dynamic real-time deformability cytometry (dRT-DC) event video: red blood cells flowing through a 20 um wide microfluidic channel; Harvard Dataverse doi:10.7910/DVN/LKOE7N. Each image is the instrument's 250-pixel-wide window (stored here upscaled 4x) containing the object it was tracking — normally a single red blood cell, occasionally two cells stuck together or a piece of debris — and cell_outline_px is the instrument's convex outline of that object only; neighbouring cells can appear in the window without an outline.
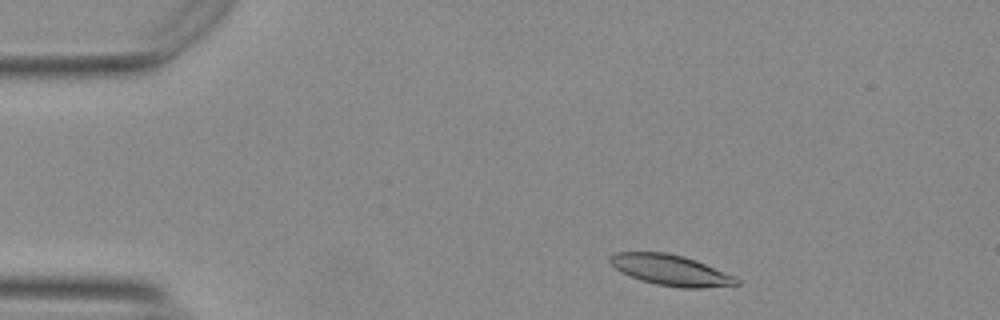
{"species": "Egyptian fruit bat (a non-hibernating species)", "species_latin": "Rousettus aegyptiacus", "temperature_condition": "warm", "stored_images_in_passage": 49, "camera_frame_rate_fps": 3000, "um_per_image_px": 0.085, "animal": {"sex": "female"}, "frame": {"image": 1, "passage_image": 4, "time_ms": 1.0, "image_size_px": [1000, 320], "cell_outline_px": [[740, 284], [704, 288], [680, 288], [656, 284], [640, 280], [620, 272], [608, 260], [608, 256], [616, 252], [668, 252], [684, 256], [696, 260], [736, 276], [740, 280]], "centroid_in_image_um": [57.02, 22.96], "position_along_channel_um": 28.0, "area_um2": 22.89}}
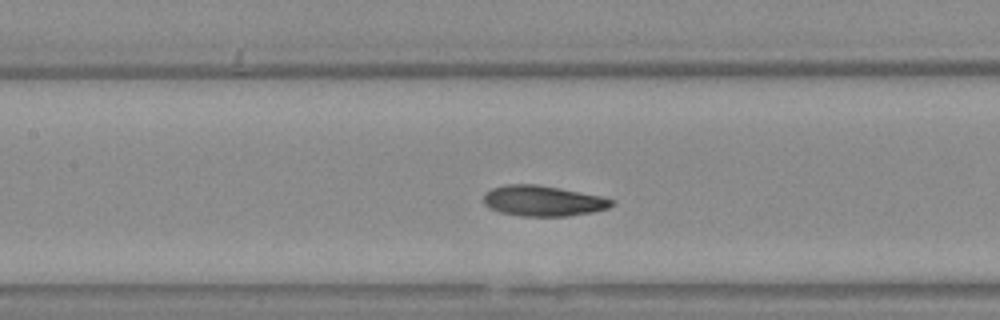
{"frame": {"image": 2, "passage_image": 20, "time_ms": 6.333, "image_size_px": [1000, 320], "cell_outline_px": [[616, 204], [608, 208], [592, 212], [568, 216], [520, 216], [500, 212], [488, 208], [484, 204], [484, 192], [492, 188], [504, 184], [536, 184], [600, 196], [616, 200]], "centroid_in_image_um": [46.14, 17.08], "position_along_channel_um": 161.3, "area_um2": 22.89}}
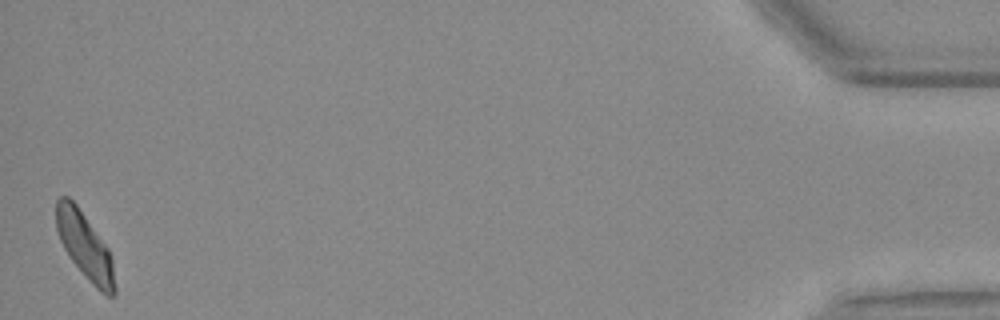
{"frame": {"image": 3, "passage_image": 49, "time_ms": 16.0, "image_size_px": [1000, 320], "cell_outline_px": [[116, 292], [112, 296], [108, 296], [100, 292], [92, 284], [72, 260], [64, 248], [60, 240], [56, 228], [56, 200], [60, 196], [68, 196], [76, 204], [108, 248], [112, 256], [116, 288]], "centroid_in_image_um": [7.22, 20.91], "position_along_channel_um": 428.0, "area_um2": 22.48}, "authors_computed_cell_mechanics": {"area_um2": 22.831, "velocity_mm_per_s": 3.7233, "shape_relaxation_time_tau1_ms": 3.9308, "shape_relaxation_time_tau2_ms": 2.6509, "deformation_change_tau1": 0.1444, "deformation_change_tau2": 0.0675}}